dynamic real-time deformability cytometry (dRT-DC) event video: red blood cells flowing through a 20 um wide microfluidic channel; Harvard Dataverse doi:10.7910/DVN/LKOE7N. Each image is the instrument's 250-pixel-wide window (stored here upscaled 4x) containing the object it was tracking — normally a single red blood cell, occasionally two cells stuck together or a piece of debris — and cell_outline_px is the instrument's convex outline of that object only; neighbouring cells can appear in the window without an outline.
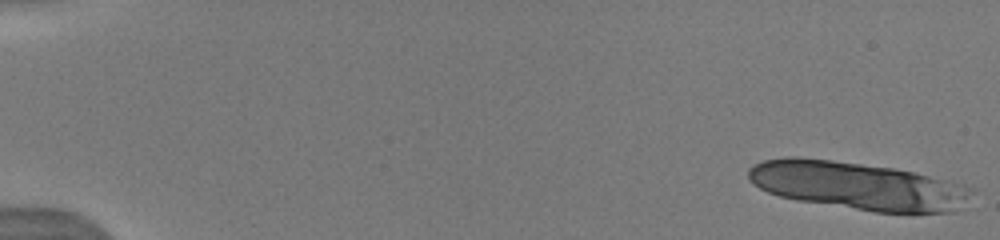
{"species": "human", "species_latin": "Homo sapiens", "temperature_condition": "warm", "stored_images_in_passage": 15, "segment_of_instrument_passage": [1, 2], "camera_frame_rate_fps": 3000, "um_per_image_px": 0.085, "donor": {"sex": "male"}, "frame": {"image": 1, "passage_image": 1, "time_ms": 0.0, "image_size_px": [1000, 240], "cell_outline_px": [[976, 188], [952, 212], [876, 212], [796, 200], [780, 196], [768, 192], [752, 184], [748, 180], [748, 168], [752, 164], [764, 160], [788, 156], [796, 156], [832, 160], [892, 168], [912, 172], [964, 184]], "centroid_in_image_um": [72.81, 15.77], "position_along_channel_um": 12.2, "area_um2": 61.85}}